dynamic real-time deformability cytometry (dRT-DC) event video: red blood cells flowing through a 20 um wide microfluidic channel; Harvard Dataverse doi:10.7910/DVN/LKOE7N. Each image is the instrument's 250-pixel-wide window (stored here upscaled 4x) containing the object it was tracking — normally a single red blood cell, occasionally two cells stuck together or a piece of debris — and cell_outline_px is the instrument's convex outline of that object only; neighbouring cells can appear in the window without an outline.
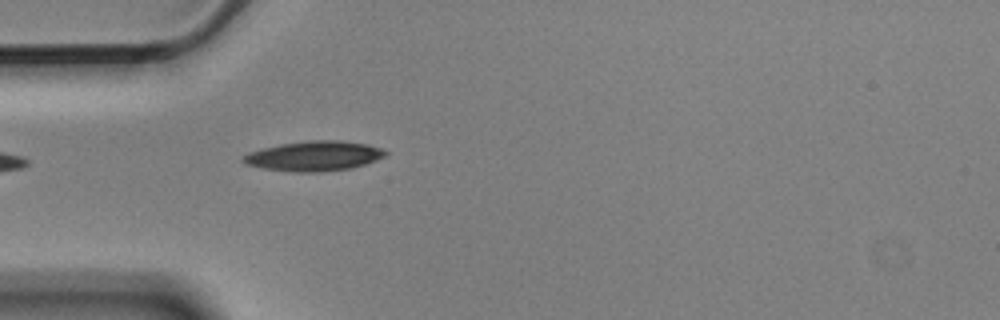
{"species": "Egyptian fruit bat (a non-hibernating species)", "species_latin": "Rousettus aegyptiacus", "temperature_condition": "cold", "stored_images_in_passage": 4, "camera_frame_rate_fps": 3000, "um_per_image_px": 0.085, "animal": {"sex": "male"}, "frame": {"image": 1, "passage_image": 4, "time_ms": 1.0, "image_size_px": [1000, 320], "cell_outline_px": [[388, 152], [384, 156], [376, 160], [352, 168], [320, 172], [296, 172], [264, 168], [248, 164], [240, 160], [248, 152], [280, 144], [308, 140], [340, 140], [368, 144], [380, 148]], "centroid_in_image_um": [26.71, 13.25], "position_along_channel_um": 58.3, "area_um2": 24.62}}